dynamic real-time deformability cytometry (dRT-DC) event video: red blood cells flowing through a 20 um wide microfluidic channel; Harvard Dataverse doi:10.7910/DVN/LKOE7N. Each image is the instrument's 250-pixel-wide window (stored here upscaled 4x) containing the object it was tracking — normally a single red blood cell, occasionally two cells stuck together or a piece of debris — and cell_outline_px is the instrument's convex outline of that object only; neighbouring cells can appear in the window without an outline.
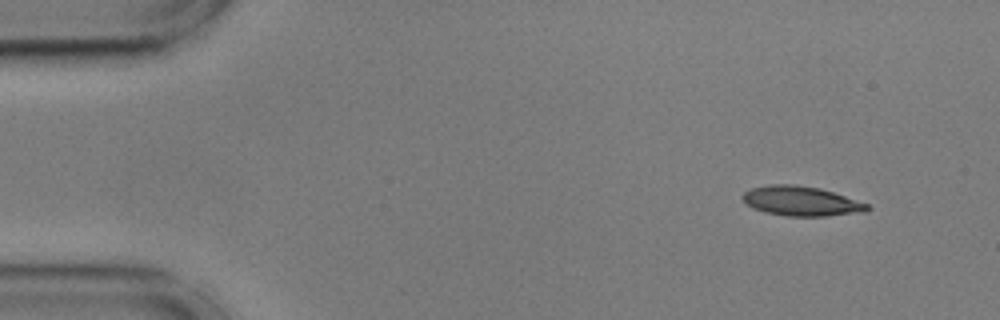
{"species": "common noctule bat (a hibernating species)", "species_latin": "Nyctalus noctula", "temperature_condition": "cold", "stored_images_in_passage": 51, "camera_frame_rate_fps": 3000, "um_per_image_px": 0.085, "animal": {"sex": "male", "body_mass_g": 17.9, "forearm_length_mm": 54.2}, "frame": {"image": 1, "passage_image": 1, "time_ms": 0.0, "image_size_px": [1000, 320], "cell_outline_px": [[872, 208], [868, 212], [828, 216], [788, 216], [764, 212], [752, 208], [740, 196], [744, 192], [752, 188], [768, 184], [796, 184], [820, 188], [868, 204]], "centroid_in_image_um": [68.11, 17.1], "position_along_channel_um": 16.9, "area_um2": 21.68}}
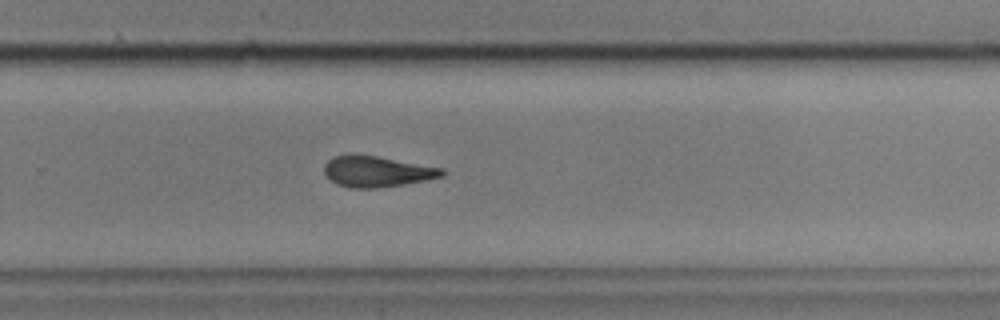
{"frame": {"image": 2, "passage_image": 32, "time_ms": 10.333, "image_size_px": [1000, 320], "cell_outline_px": [[448, 172], [444, 176], [404, 184], [376, 188], [348, 188], [336, 184], [324, 172], [324, 164], [332, 156], [348, 152], [376, 156], [444, 168]], "centroid_in_image_um": [32.01, 14.55], "position_along_channel_um": 297.8, "area_um2": 21.56}}
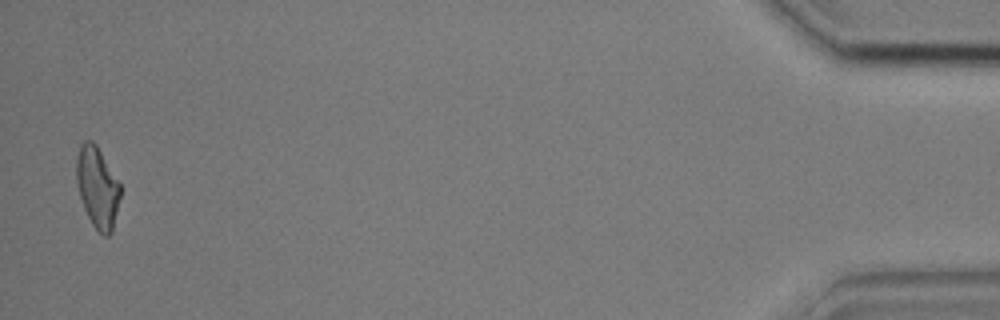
{"frame": {"image": 3, "passage_image": 50, "time_ms": 16.333, "image_size_px": [1000, 320], "cell_outline_px": [[120, 196], [112, 232], [108, 236], [104, 236], [92, 224], [84, 208], [76, 184], [76, 160], [80, 144], [84, 140], [92, 140], [96, 144], [120, 184]], "centroid_in_image_um": [8.26, 15.9], "position_along_channel_um": 426.9, "area_um2": 20.58}, "authors_computed_cell_mechanics": {"area_um2": 21.5594, "velocity_mm_per_s": 3.617, "shape_relaxation_time_tau1_ms": 4.0801, "shape_relaxation_time_tau2_ms": 4.3079, "deformation_change_tau1": 0.1562, "deformation_change_tau2": 0.1441}}